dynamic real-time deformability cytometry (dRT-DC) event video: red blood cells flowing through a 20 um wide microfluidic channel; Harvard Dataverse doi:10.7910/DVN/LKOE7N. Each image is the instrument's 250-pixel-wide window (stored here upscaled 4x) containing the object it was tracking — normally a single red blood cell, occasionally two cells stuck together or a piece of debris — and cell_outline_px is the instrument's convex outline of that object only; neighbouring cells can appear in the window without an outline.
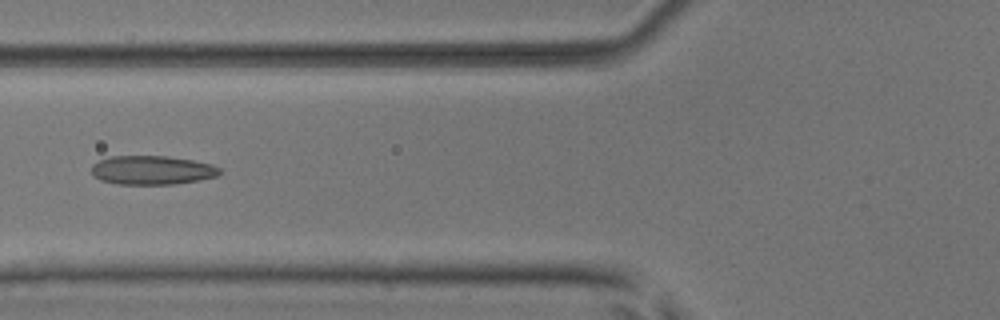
{"species": "common noctule bat (a hibernating species)", "species_latin": "Nyctalus noctula", "temperature_condition": "room temperature", "stored_images_in_passage": 7, "camera_frame_rate_fps": 3000, "um_per_image_px": 0.085, "animal": {"sex": "male", "body_mass_g": 17.9, "forearm_length_mm": 54.2}, "frame": {"image": 1, "passage_image": 6, "time_ms": 1.667, "image_size_px": [1000, 320], "cell_outline_px": [[224, 172], [216, 176], [200, 180], [172, 184], [116, 184], [100, 180], [92, 172], [92, 164], [100, 160], [112, 156], [168, 156], [192, 160], [212, 164], [220, 168]], "centroid_in_image_um": [12.96, 14.46], "position_along_channel_um": 112.8, "area_um2": 21.62}}
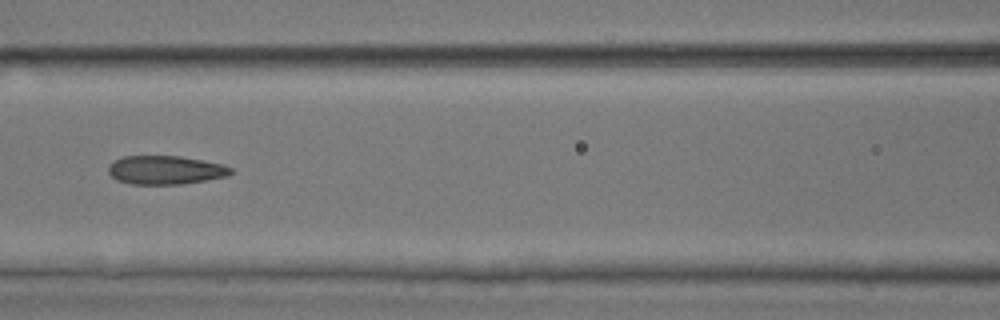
{"frame": {"image": 2, "passage_image": 7, "time_ms": 2.0, "image_size_px": [1000, 320], "cell_outline_px": [[232, 172], [228, 176], [180, 184], [132, 184], [116, 180], [108, 172], [108, 168], [116, 160], [124, 156], [180, 156], [224, 164], [232, 168]], "centroid_in_image_um": [14.08, 14.45], "position_along_channel_um": 152.5, "area_um2": 20.29}}